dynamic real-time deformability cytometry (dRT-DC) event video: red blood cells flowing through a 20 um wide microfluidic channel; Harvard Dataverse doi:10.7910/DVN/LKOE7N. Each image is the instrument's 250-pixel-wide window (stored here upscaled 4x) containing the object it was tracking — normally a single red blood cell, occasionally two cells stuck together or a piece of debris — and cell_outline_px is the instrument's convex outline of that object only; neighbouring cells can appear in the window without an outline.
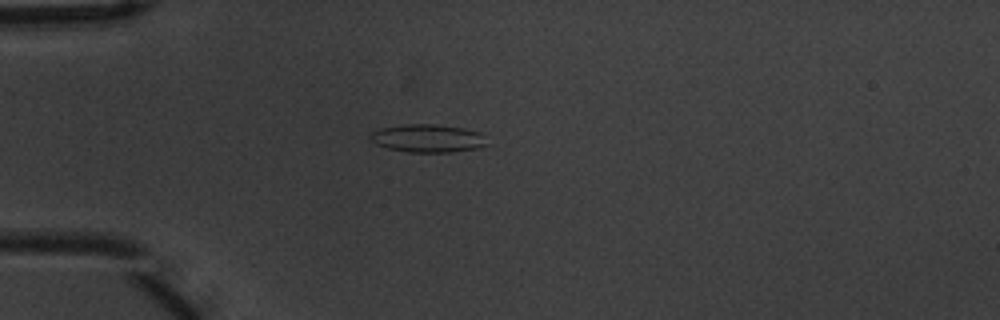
{"species": "common noctule bat (a hibernating species)", "species_latin": "Nyctalus noctula", "temperature_condition": "warm", "stored_images_in_passage": 5, "camera_frame_rate_fps": 3000, "um_per_image_px": 0.085, "animal": {"sex": "male", "body_mass_g": 20.1, "forearm_length_mm": 53.5}, "frame": {"image": 1, "passage_image": 4, "time_ms": 1.0, "image_size_px": [1000, 320], "cell_outline_px": [[488, 144], [476, 148], [452, 152], [408, 152], [388, 148], [376, 144], [368, 136], [372, 132], [380, 128], [408, 124], [432, 124], [464, 128], [480, 132]], "centroid_in_image_um": [36.35, 11.75], "position_along_channel_um": 48.7, "area_um2": 18.9}}